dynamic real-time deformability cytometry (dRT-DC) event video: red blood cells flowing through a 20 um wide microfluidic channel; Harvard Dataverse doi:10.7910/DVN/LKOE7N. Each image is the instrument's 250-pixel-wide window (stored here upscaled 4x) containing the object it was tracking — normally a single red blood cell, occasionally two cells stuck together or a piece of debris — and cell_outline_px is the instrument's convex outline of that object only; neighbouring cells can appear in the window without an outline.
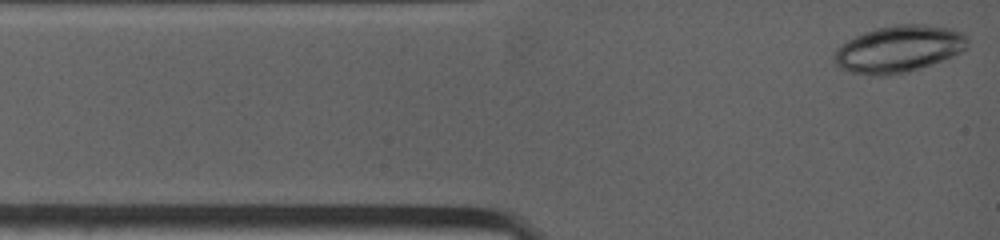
{"species": "common noctule bat (a hibernating species)", "species_latin": "Nyctalus noctula", "temperature_condition": "warm", "stored_images_in_passage": 14, "camera_frame_rate_fps": 4500, "um_per_image_px": 0.085, "animal": {"sex": "female", "body_mass_g": 19.0, "forearm_length_mm": 53.3}, "frame": {"image": 1, "passage_image": 1, "time_ms": 0.0, "image_size_px": [1000, 240], "cell_outline_px": [[968, 44], [960, 52], [952, 56], [916, 68], [900, 72], [852, 72], [840, 68], [832, 60], [832, 56], [836, 48], [840, 44], [864, 32], [876, 28], [896, 24], [924, 24], [952, 28], [964, 32], [968, 36]], "centroid_in_image_um": [76.4, 4.08], "position_along_channel_um": 8.6, "area_um2": 35.37}}